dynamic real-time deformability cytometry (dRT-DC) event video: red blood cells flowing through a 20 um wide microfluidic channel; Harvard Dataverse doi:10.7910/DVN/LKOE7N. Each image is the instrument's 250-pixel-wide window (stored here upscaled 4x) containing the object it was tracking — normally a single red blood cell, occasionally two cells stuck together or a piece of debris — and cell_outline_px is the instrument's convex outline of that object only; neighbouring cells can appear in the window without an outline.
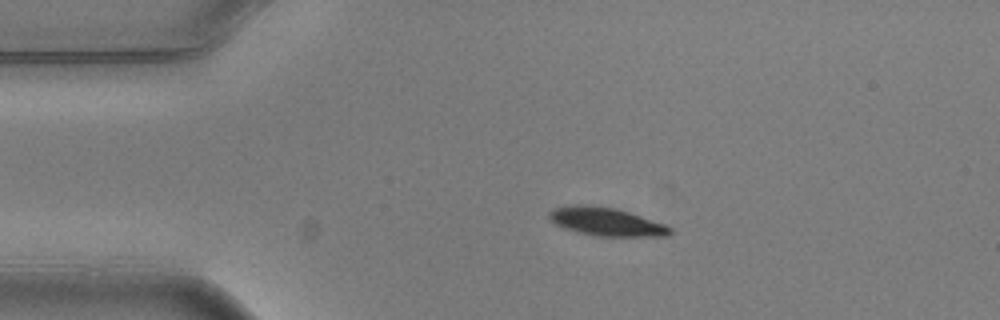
{"species": "common noctule bat (a hibernating species)", "species_latin": "Nyctalus noctula", "temperature_condition": "warm", "stored_images_in_passage": 2, "camera_frame_rate_fps": 3000, "um_per_image_px": 0.085, "animal": {"sex": "male", "body_mass_g": 20.5, "forearm_length_mm": 52.5}, "frame": {"image": 1, "passage_image": 1, "time_ms": 0.0, "image_size_px": [1000, 320], "cell_outline_px": [[672, 232], [668, 236], [596, 236], [576, 232], [556, 224], [548, 216], [548, 212], [552, 208], [564, 204], [592, 204], [616, 208], [664, 224], [672, 228]], "centroid_in_image_um": [51.47, 18.82], "position_along_channel_um": 33.5, "area_um2": 20.11}}